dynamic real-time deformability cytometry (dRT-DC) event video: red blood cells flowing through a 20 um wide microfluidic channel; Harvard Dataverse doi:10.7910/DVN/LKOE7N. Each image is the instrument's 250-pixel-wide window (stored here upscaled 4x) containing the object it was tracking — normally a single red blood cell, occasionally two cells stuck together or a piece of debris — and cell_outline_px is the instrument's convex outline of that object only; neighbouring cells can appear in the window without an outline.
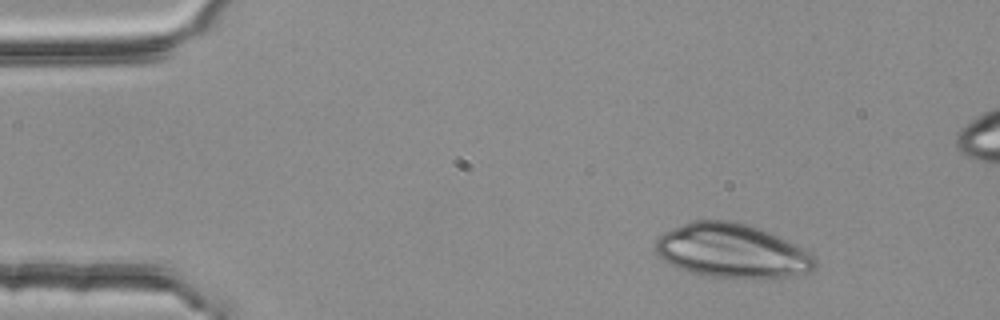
{"species": "common noctule bat (a hibernating species)", "species_latin": "Nyctalus noctula", "temperature_condition": "room temperature", "stored_images_in_passage": 4, "camera_frame_rate_fps": 3000, "um_per_image_px": 0.085, "animal": {"sex": "female", "body_mass_g": 25.1}, "frame": {"image": 1, "passage_image": 1, "time_ms": 0.0, "image_size_px": [1000, 320], "cell_outline_px": [[816, 264], [808, 272], [784, 276], [708, 276], [676, 268], [668, 264], [656, 252], [656, 236], [672, 228], [696, 220], [732, 220], [748, 224], [760, 228], [808, 252], [816, 260]], "centroid_in_image_um": [62.12, 21.28], "position_along_channel_um": 22.9, "area_um2": 49.01}}